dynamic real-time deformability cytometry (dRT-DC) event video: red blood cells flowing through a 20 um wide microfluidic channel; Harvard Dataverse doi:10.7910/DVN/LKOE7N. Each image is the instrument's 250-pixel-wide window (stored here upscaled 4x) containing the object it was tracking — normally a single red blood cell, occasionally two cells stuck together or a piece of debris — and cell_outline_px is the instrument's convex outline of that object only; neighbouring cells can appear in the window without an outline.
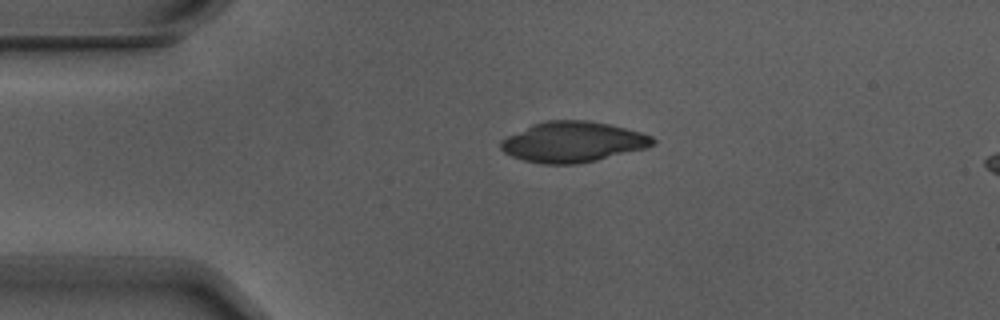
{"species": "Egyptian fruit bat (a non-hibernating species)", "species_latin": "Rousettus aegyptiacus", "temperature_condition": "warm", "stored_images_in_passage": 6, "camera_frame_rate_fps": 3000, "um_per_image_px": 0.085, "animal": {"sex": "male"}, "frame": {"image": 1, "passage_image": 3, "time_ms": 0.667, "image_size_px": [1000, 320], "cell_outline_px": [[656, 144], [648, 148], [596, 160], [576, 164], [544, 164], [524, 160], [512, 156], [504, 152], [500, 148], [500, 140], [532, 124], [544, 120], [588, 120], [608, 124], [640, 132], [652, 136], [656, 140]], "centroid_in_image_um": [48.71, 12.06], "position_along_channel_um": 36.3, "area_um2": 35.89}}